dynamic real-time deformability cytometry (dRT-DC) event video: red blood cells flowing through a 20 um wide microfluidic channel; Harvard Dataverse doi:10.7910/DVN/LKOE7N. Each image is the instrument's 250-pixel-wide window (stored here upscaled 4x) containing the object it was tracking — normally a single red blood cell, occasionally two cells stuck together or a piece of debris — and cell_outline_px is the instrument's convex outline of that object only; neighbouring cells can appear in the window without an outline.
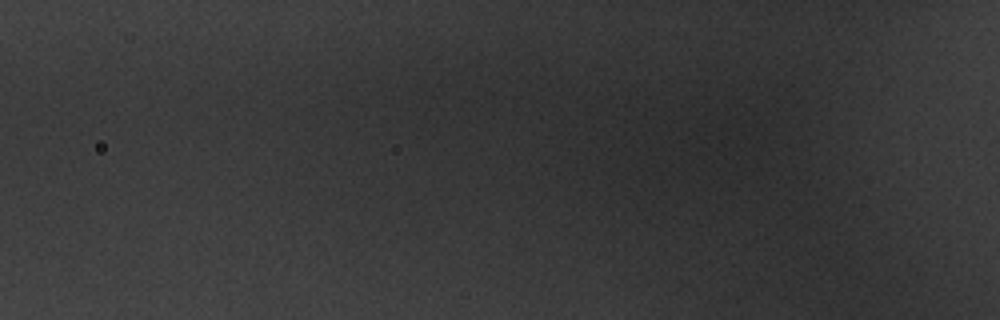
{"species": "common noctule bat (a hibernating species)", "species_latin": "Nyctalus noctula", "temperature_condition": "warm", "stored_images_in_passage": 3, "camera_frame_rate_fps": 3000, "um_per_image_px": 0.085, "animal": {"sex": "male", "body_mass_g": 20.1, "forearm_length_mm": 53.5}, "frame": {"image": 1, "passage_image": 3, "time_ms": 0.667, "image_size_px": [1000, 320], "cell_outline_px": [[900, 292], [888, 300], [876, 292], [848, 272], [836, 252], [848, 248], [876, 256], [892, 272], [900, 284]], "centroid_in_image_um": [73.99, 23.13], "position_along_channel_um": 51.8, "area_um2": 11.85}}